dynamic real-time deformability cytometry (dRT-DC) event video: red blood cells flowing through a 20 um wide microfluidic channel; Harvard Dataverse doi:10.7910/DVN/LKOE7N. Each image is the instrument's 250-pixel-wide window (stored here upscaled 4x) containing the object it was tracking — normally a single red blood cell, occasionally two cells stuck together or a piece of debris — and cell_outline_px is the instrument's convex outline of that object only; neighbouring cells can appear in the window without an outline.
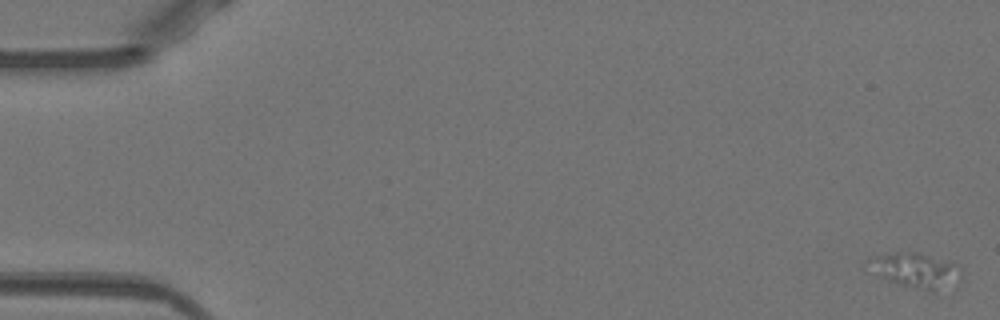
{"species": "Egyptian fruit bat (a non-hibernating species)", "species_latin": "Rousettus aegyptiacus", "temperature_condition": "warm", "stored_images_in_passage": 53, "camera_frame_rate_fps": 3000, "um_per_image_px": 0.085, "animal": {"sex": "female"}, "frame": {"image": 1, "passage_image": 1, "time_ms": 0.0, "image_size_px": [1000, 320], "cell_outline_px": [[960, 280], [932, 292], [900, 284], [884, 276], [876, 256], [896, 252], [916, 252], [952, 264], [960, 268]], "centroid_in_image_um": [78.07, 23.0], "position_along_channel_um": 6.9, "area_um2": 16.59}}